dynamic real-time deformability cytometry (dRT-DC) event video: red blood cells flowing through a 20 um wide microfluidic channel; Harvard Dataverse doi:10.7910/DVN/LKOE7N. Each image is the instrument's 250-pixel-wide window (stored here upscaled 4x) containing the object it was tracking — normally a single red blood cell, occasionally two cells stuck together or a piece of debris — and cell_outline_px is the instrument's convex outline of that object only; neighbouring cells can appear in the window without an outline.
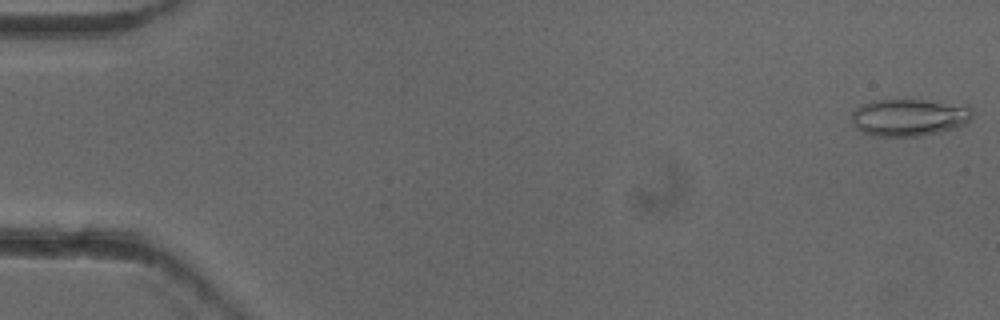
{"species": "common noctule bat (a hibernating species)", "species_latin": "Nyctalus noctula", "temperature_condition": "cold", "stored_images_in_passage": 52, "camera_frame_rate_fps": 3000, "um_per_image_px": 0.085, "animal": {"sex": "female"}, "frame": {"image": 1, "passage_image": 1, "time_ms": 0.0, "image_size_px": [1000, 320], "cell_outline_px": [[972, 116], [964, 124], [940, 132], [916, 136], [872, 136], [860, 132], [852, 124], [852, 112], [860, 104], [872, 100], [932, 100], [968, 104], [972, 108]], "centroid_in_image_um": [77.26, 9.96], "position_along_channel_um": 7.7, "area_um2": 26.59}}
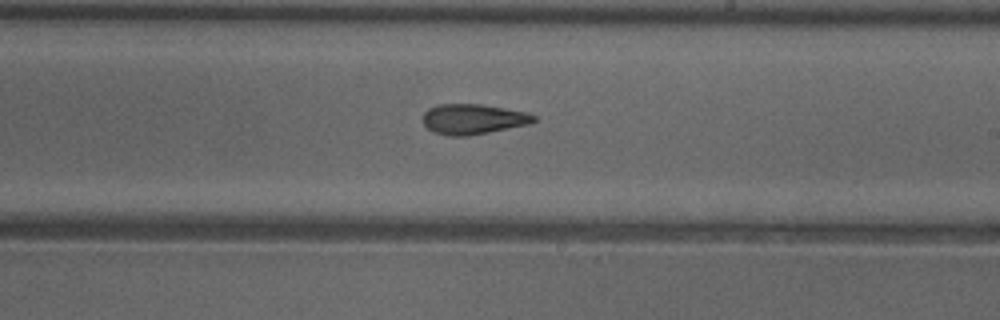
{"frame": {"image": 2, "passage_image": 31, "time_ms": 10.0, "image_size_px": [1000, 320], "cell_outline_px": [[536, 120], [532, 124], [468, 136], [448, 136], [432, 132], [420, 120], [424, 112], [428, 108], [436, 104], [484, 104], [528, 112], [536, 116]], "centroid_in_image_um": [40.21, 10.12], "position_along_channel_um": 248.8, "area_um2": 20.06}}
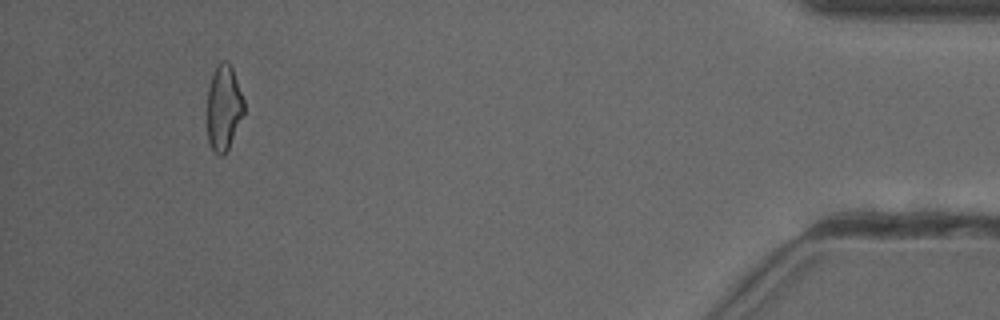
{"frame": {"image": 3, "passage_image": 49, "time_ms": 16.0, "image_size_px": [1000, 320], "cell_outline_px": [[244, 112], [228, 148], [224, 156], [220, 156], [212, 148], [208, 140], [208, 88], [212, 72], [216, 64], [220, 60], [228, 60], [232, 68], [244, 100]], "centroid_in_image_um": [19.01, 9.09], "position_along_channel_um": 416.2, "area_um2": 18.21}, "authors_computed_cell_mechanics": {"area_um2": 19.7965, "velocity_mm_per_s": 3.9471, "shape_relaxation_time_tau1_ms": null, "shape_relaxation_time_tau2_ms": 3.1324, "deformation_change_tau1": null, "deformation_change_tau2": 0.1224}}